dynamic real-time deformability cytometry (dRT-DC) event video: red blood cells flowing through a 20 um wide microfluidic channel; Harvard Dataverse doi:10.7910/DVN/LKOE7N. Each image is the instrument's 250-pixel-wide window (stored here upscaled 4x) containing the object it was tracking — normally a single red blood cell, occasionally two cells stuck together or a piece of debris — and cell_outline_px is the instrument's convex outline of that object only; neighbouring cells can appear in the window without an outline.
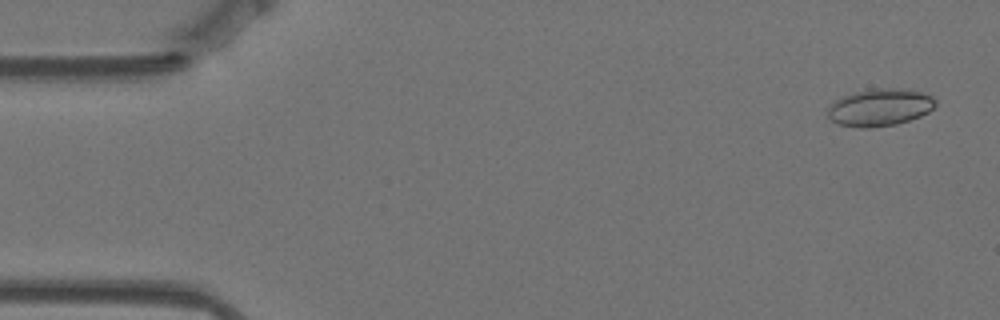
{"species": "Egyptian fruit bat (a non-hibernating species)", "species_latin": "Rousettus aegyptiacus", "temperature_condition": "warm", "stored_images_in_passage": 58, "camera_frame_rate_fps": 3000, "um_per_image_px": 0.085, "animal": {"sex": "female"}, "frame": {"image": 1, "passage_image": 3, "time_ms": 0.667, "image_size_px": [1000, 320], "cell_outline_px": [[936, 104], [928, 112], [920, 116], [896, 124], [868, 128], [860, 128], [836, 124], [828, 116], [828, 108], [836, 100], [844, 96], [856, 92], [876, 88], [908, 88], [924, 92], [932, 96], [936, 100]], "centroid_in_image_um": [74.82, 9.12], "position_along_channel_um": 10.2, "area_um2": 23.47}}
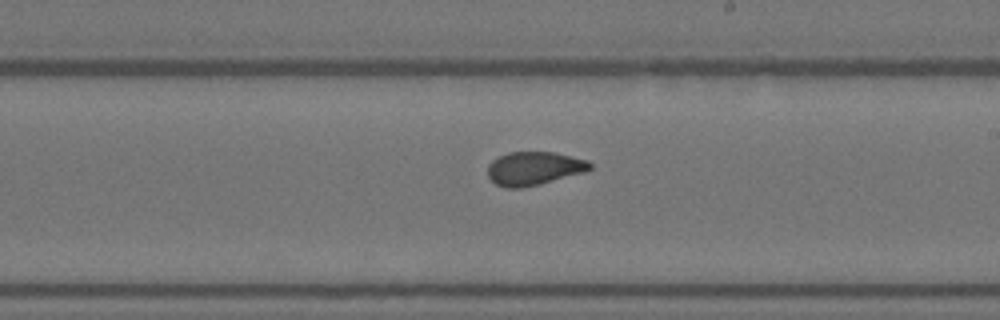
{"frame": {"image": 2, "passage_image": 33, "time_ms": 10.667, "image_size_px": [1000, 320], "cell_outline_px": [[592, 168], [584, 172], [540, 184], [520, 188], [508, 188], [496, 184], [488, 176], [488, 164], [492, 160], [508, 152], [556, 152], [588, 160], [592, 164]], "centroid_in_image_um": [45.4, 14.3], "position_along_channel_um": 243.6, "area_um2": 19.94}}
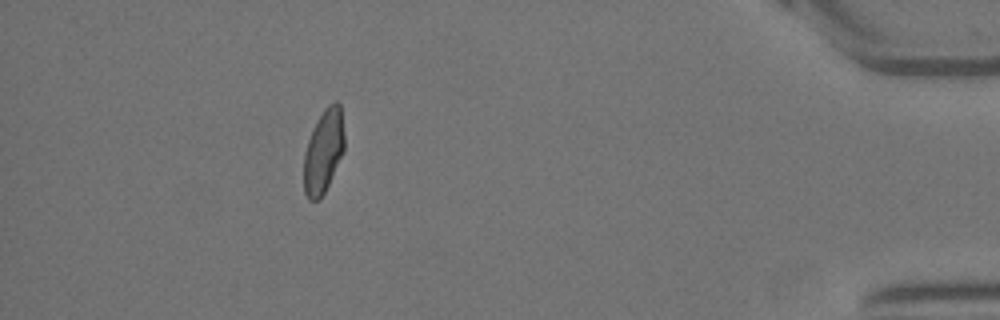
{"frame": {"image": 3, "passage_image": 52, "time_ms": 17.0, "image_size_px": [1000, 320], "cell_outline_px": [[344, 152], [320, 200], [308, 200], [304, 192], [304, 152], [312, 128], [324, 108], [328, 104], [336, 100], [340, 104], [344, 132]], "centroid_in_image_um": [27.5, 12.84], "position_along_channel_um": 407.7, "area_um2": 19.88}, "authors_computed_cell_mechanics": {"area_um2": 20.3745, "velocity_mm_per_s": 3.5041, "shape_relaxation_time_tau1_ms": 7.6061, "shape_relaxation_time_tau2_ms": 1.0898, "deformation_change_tau1": 0.1449, "deformation_change_tau2": 0.0631}}